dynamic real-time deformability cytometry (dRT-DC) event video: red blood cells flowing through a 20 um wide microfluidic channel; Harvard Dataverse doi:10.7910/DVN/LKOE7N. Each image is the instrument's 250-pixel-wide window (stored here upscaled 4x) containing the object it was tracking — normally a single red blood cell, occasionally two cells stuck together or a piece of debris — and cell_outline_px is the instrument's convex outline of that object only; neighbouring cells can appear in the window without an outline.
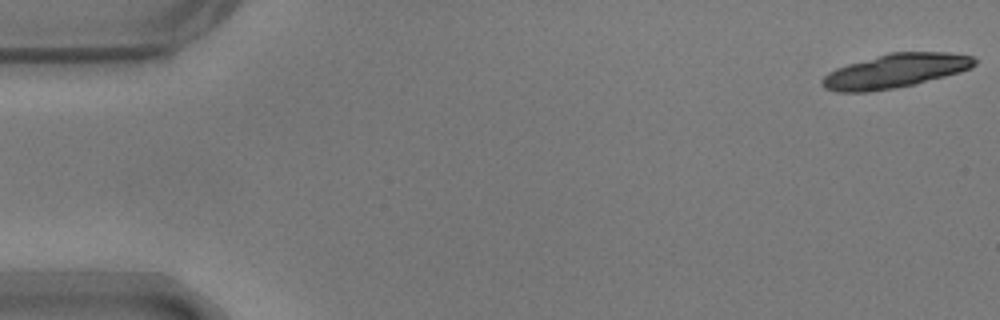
{"species": "common noctule bat (a hibernating species)", "species_latin": "Nyctalus noctula", "temperature_condition": "warm", "stored_images_in_passage": 7, "camera_frame_rate_fps": 3000, "um_per_image_px": 0.085, "animal": {"sex": "male", "body_mass_g": 17.9}, "frame": {"image": 1, "passage_image": 1, "time_ms": 0.0, "image_size_px": [1000, 320], "cell_outline_px": [[976, 64], [972, 68], [960, 72], [916, 84], [868, 92], [836, 92], [824, 88], [820, 84], [820, 80], [828, 72], [836, 68], [848, 64], [888, 52], [948, 52], [972, 56], [976, 60]], "centroid_in_image_um": [76.08, 6.03], "position_along_channel_um": 8.9, "area_um2": 30.35}}